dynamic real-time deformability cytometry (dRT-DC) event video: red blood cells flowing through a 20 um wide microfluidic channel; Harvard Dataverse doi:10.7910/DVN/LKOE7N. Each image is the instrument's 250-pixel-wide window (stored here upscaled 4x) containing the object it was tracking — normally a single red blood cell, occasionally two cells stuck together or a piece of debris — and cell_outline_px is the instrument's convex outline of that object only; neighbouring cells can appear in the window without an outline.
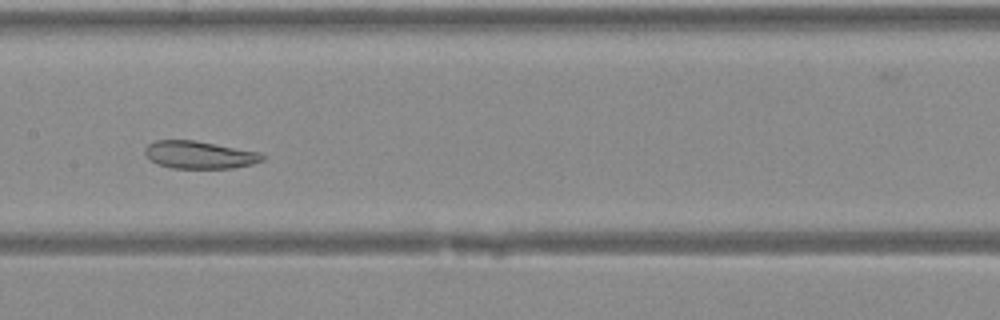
{"species": "Egyptian fruit bat (a non-hibernating species)", "species_latin": "Rousettus aegyptiacus", "temperature_condition": "warm", "stored_images_in_passage": 41, "camera_frame_rate_fps": 3000, "um_per_image_px": 0.085, "animal": {"sex": "female"}, "frame": {"image": 1, "passage_image": 21, "time_ms": 6.667, "image_size_px": [1000, 320], "cell_outline_px": [[264, 160], [252, 164], [232, 168], [172, 168], [156, 164], [144, 152], [144, 148], [148, 144], [156, 140], [196, 140], [260, 152], [264, 156]], "centroid_in_image_um": [16.95, 13.15], "position_along_channel_um": 190.4, "area_um2": 18.9}}
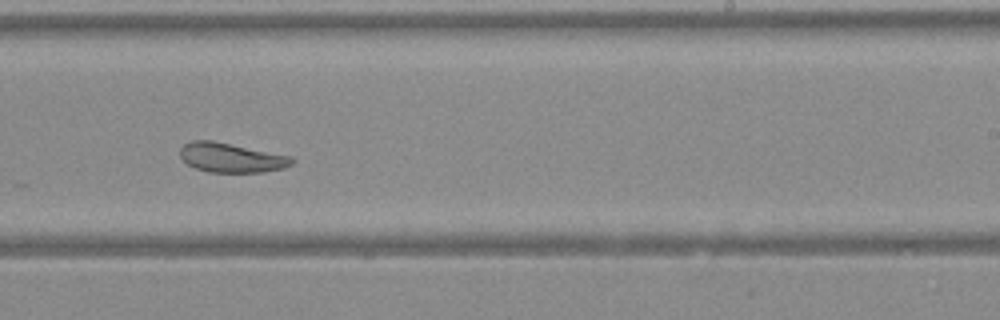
{"frame": {"image": 2, "passage_image": 26, "time_ms": 8.333, "image_size_px": [1000, 320], "cell_outline_px": [[292, 164], [284, 168], [264, 172], [208, 172], [196, 168], [188, 164], [180, 156], [180, 148], [184, 144], [192, 140], [212, 140], [292, 156]], "centroid_in_image_um": [19.65, 13.4], "position_along_channel_um": 269.4, "area_um2": 19.13}}
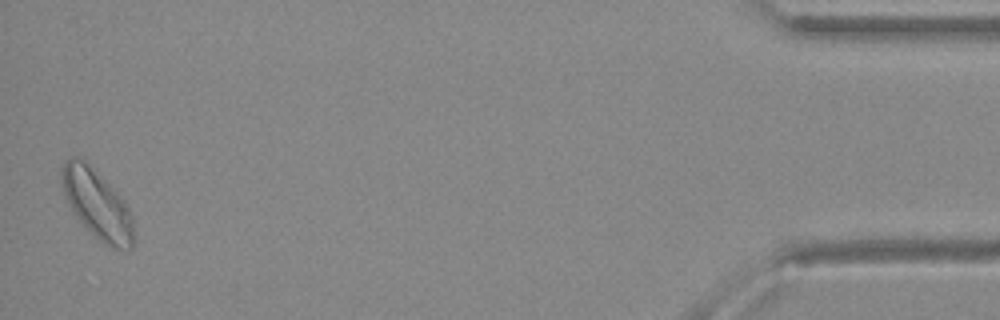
{"frame": {"image": 3, "passage_image": 41, "time_ms": 13.333, "image_size_px": [1000, 320], "cell_outline_px": [[132, 248], [128, 252], [112, 248], [104, 244], [80, 220], [72, 208], [64, 192], [60, 180], [60, 168], [64, 160], [72, 156], [84, 156], [124, 200], [128, 208], [132, 220]], "centroid_in_image_um": [8.23, 17.28], "position_along_channel_um": 427.0, "area_um2": 28.96}}